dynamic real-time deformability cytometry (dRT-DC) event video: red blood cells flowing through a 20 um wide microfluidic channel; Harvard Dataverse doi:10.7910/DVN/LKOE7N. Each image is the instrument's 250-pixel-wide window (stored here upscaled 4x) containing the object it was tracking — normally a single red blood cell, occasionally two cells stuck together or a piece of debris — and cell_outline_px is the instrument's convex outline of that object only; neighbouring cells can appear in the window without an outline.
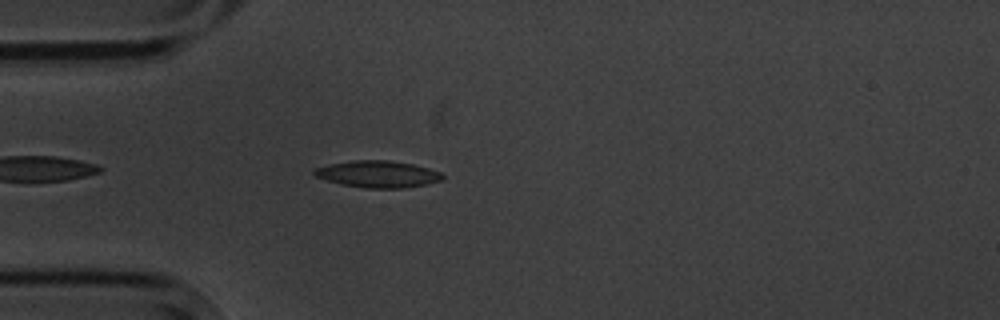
{"species": "common noctule bat (a hibernating species)", "species_latin": "Nyctalus noctula", "temperature_condition": "cold", "stored_images_in_passage": 5, "camera_frame_rate_fps": 3000, "um_per_image_px": 0.085, "animal": {"sex": "male", "body_mass_g": 20.1, "forearm_length_mm": 53.5}, "frame": {"image": 1, "passage_image": 5, "time_ms": 4.667, "image_size_px": [1000, 320], "cell_outline_px": [[444, 180], [428, 184], [404, 188], [368, 188], [340, 184], [316, 176], [312, 172], [316, 168], [328, 164], [352, 160], [388, 160], [412, 164], [428, 168], [440, 172], [444, 176]], "centroid_in_image_um": [32.14, 14.8], "position_along_channel_um": 52.9, "area_um2": 20.0}}